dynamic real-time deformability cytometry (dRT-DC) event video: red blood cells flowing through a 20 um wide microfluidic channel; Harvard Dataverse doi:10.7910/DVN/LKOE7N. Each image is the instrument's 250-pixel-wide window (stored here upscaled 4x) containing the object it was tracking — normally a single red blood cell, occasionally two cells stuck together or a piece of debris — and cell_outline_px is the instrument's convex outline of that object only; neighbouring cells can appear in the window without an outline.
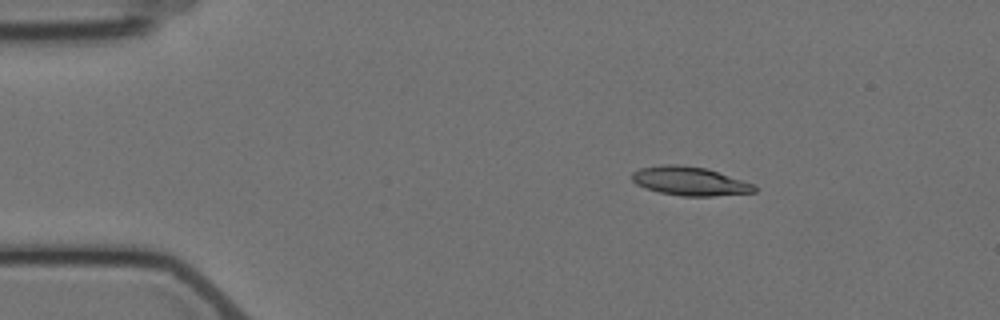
{"species": "Egyptian fruit bat (a non-hibernating species)", "species_latin": "Rousettus aegyptiacus", "temperature_condition": "cold", "stored_images_in_passage": 5, "camera_frame_rate_fps": 3000, "um_per_image_px": 0.085, "animal": {"sex": "female"}, "frame": {"image": 1, "passage_image": 3, "time_ms": 2.333, "image_size_px": [1000, 320], "cell_outline_px": [[756, 192], [712, 196], [680, 196], [660, 192], [644, 188], [636, 184], [632, 180], [632, 172], [640, 168], [660, 164], [680, 164], [708, 168], [752, 184], [756, 188]], "centroid_in_image_um": [58.58, 15.38], "position_along_channel_um": 26.4, "area_um2": 20.58}}